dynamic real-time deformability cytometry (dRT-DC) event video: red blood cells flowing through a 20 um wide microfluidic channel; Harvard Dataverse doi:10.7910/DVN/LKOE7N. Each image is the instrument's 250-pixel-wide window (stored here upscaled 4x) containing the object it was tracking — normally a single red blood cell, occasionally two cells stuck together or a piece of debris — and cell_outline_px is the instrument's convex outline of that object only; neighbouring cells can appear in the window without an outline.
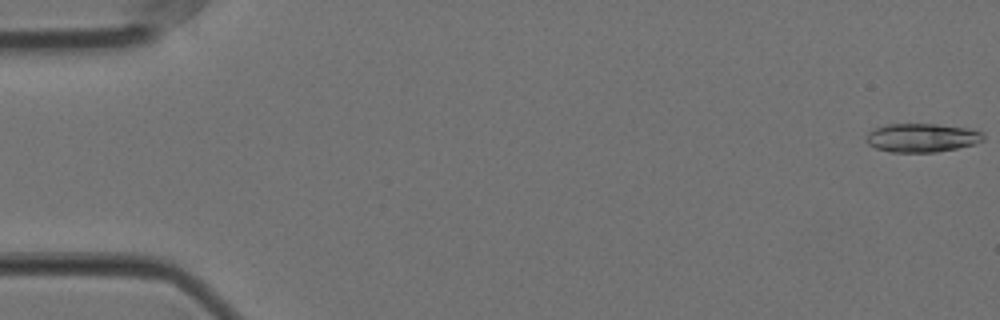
{"species": "Egyptian fruit bat (a non-hibernating species)", "species_latin": "Rousettus aegyptiacus", "temperature_condition": "cold", "stored_images_in_passage": 57, "camera_frame_rate_fps": 3000, "um_per_image_px": 0.085, "animal": {"sex": "female"}, "frame": {"image": 1, "passage_image": 1, "time_ms": 0.0, "image_size_px": [1000, 320], "cell_outline_px": [[984, 140], [976, 144], [936, 152], [892, 152], [876, 148], [868, 144], [868, 132], [876, 128], [888, 124], [936, 124], [968, 128], [984, 132]], "centroid_in_image_um": [78.42, 11.71], "position_along_channel_um": 6.6, "area_um2": 19.48}}
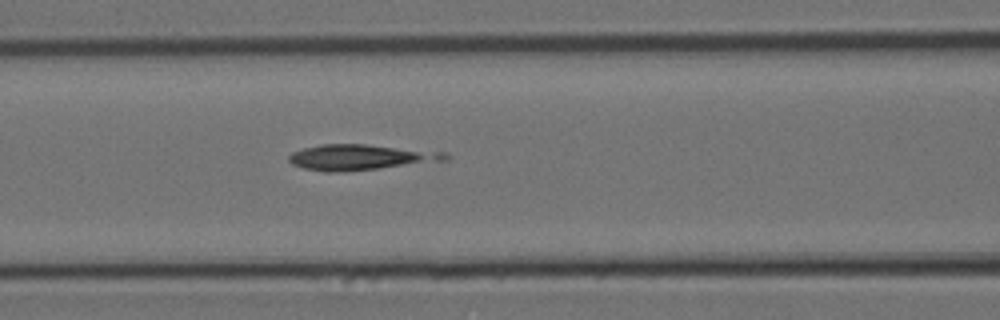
{"frame": {"image": 2, "passage_image": 24, "time_ms": 7.667, "image_size_px": [1000, 320], "cell_outline_px": [[452, 156], [448, 160], [376, 168], [332, 172], [324, 172], [304, 168], [292, 164], [288, 160], [288, 156], [292, 152], [304, 148], [324, 144], [364, 144], [444, 152]], "centroid_in_image_um": [30.61, 13.36], "position_along_channel_um": 136.0, "area_um2": 22.89}}
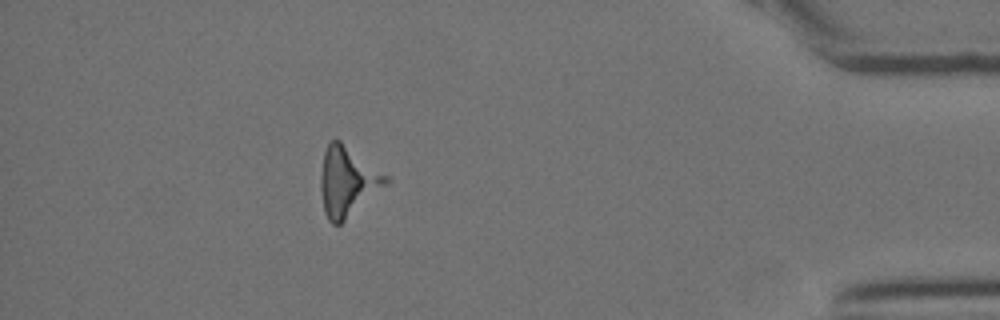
{"frame": {"image": 3, "passage_image": 51, "time_ms": 16.667, "image_size_px": [1000, 320], "cell_outline_px": [[392, 180], [340, 224], [332, 224], [328, 220], [324, 212], [320, 188], [320, 176], [324, 152], [328, 144], [332, 140], [340, 140], [388, 176]], "centroid_in_image_um": [29.52, 15.43], "position_along_channel_um": 405.7, "area_um2": 26.13}}